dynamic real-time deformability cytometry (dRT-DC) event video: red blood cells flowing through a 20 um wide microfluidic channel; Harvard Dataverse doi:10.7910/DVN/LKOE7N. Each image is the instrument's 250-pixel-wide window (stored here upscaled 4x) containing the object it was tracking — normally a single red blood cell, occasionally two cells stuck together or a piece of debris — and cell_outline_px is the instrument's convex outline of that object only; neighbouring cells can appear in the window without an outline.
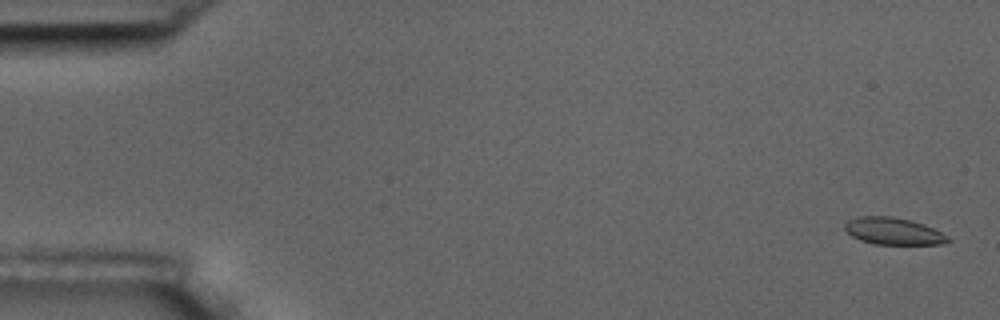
{"species": "common noctule bat (a hibernating species)", "species_latin": "Nyctalus noctula", "temperature_condition": "room temperature", "stored_images_in_passage": 11, "camera_frame_rate_fps": 3000, "um_per_image_px": 0.085, "animal": {"sex": "male", "body_mass_g": 17.5, "forearm_length_mm": 52.3}, "frame": {"image": 1, "passage_image": 1, "time_ms": 0.0, "image_size_px": [1000, 320], "cell_outline_px": [[952, 240], [944, 244], [872, 244], [860, 240], [852, 236], [844, 228], [844, 224], [848, 220], [860, 216], [892, 216], [924, 224], [948, 236]], "centroid_in_image_um": [75.93, 19.65], "position_along_channel_um": 9.1, "area_um2": 16.18}}
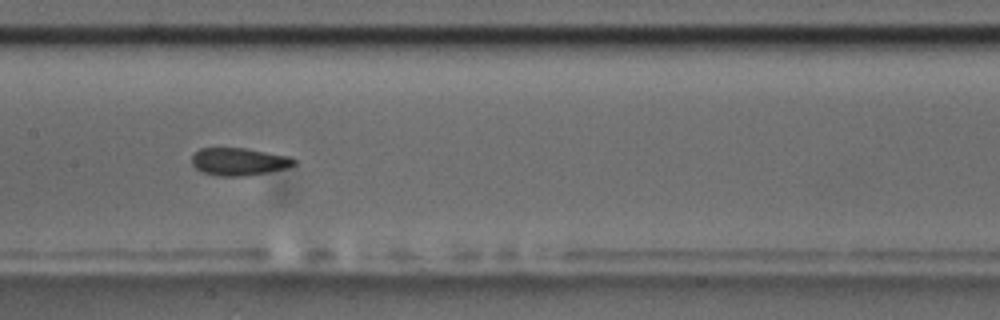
{"frame": {"image": 2, "passage_image": 8, "time_ms": 9.0, "image_size_px": [1000, 320], "cell_outline_px": [[296, 164], [288, 168], [268, 172], [244, 176], [220, 176], [204, 172], [196, 168], [192, 164], [192, 156], [200, 148], [244, 148], [292, 156], [296, 160]], "centroid_in_image_um": [20.36, 13.73], "position_along_channel_um": 187.0, "area_um2": 16.47}}
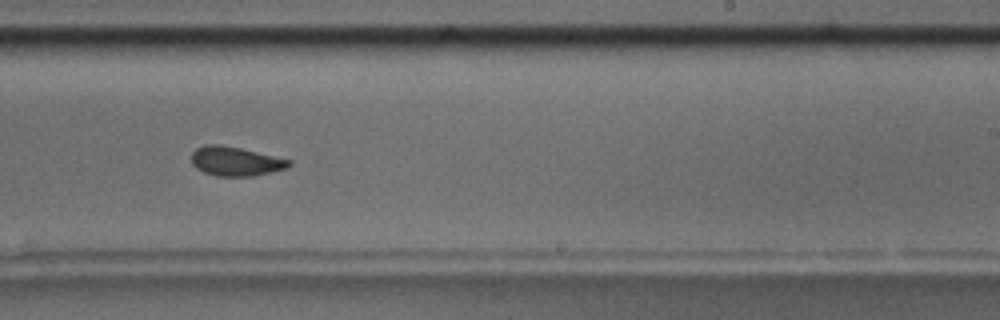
{"frame": {"image": 3, "passage_image": 10, "time_ms": 11.333, "image_size_px": [1000, 320], "cell_outline_px": [[292, 164], [288, 168], [256, 176], [216, 176], [204, 172], [196, 168], [192, 164], [192, 152], [196, 148], [204, 144], [220, 144], [240, 148], [292, 160]], "centroid_in_image_um": [20.03, 13.71], "position_along_channel_um": 269.0, "area_um2": 16.76}}